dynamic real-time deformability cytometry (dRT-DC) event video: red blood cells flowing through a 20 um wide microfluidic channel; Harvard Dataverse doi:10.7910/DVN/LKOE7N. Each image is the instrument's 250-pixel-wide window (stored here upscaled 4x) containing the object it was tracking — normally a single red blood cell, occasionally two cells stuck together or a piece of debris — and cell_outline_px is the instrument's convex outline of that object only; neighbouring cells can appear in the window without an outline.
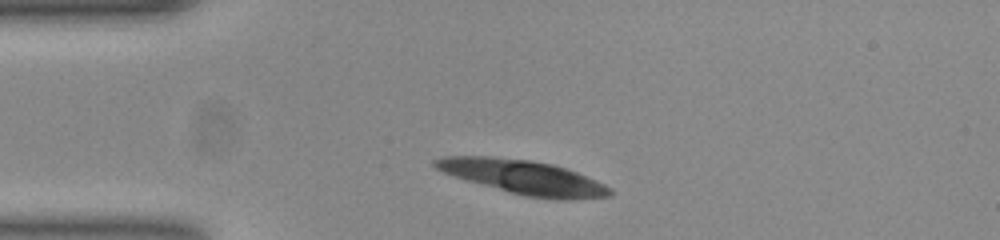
{"species": "common noctule bat (a hibernating species)", "species_latin": "Nyctalus noctula", "temperature_condition": "room temperature", "stored_images_in_passage": 42, "camera_frame_rate_fps": 3000, "um_per_image_px": 0.085, "animal": {"sex": "female", "body_mass_g": 23.0, "forearm_length_mm": 53.4}, "frame": {"image": 1, "passage_image": 1, "time_ms": 0.0, "image_size_px": [1000, 240], "cell_outline_px": [[612, 192], [608, 196], [528, 196], [512, 192], [468, 180], [444, 172], [436, 168], [432, 164], [432, 160], [444, 156], [492, 156], [532, 160], [552, 164], [576, 172], [596, 180], [604, 184]], "centroid_in_image_um": [44.34, 14.97], "position_along_channel_um": 40.7, "area_um2": 32.77}}
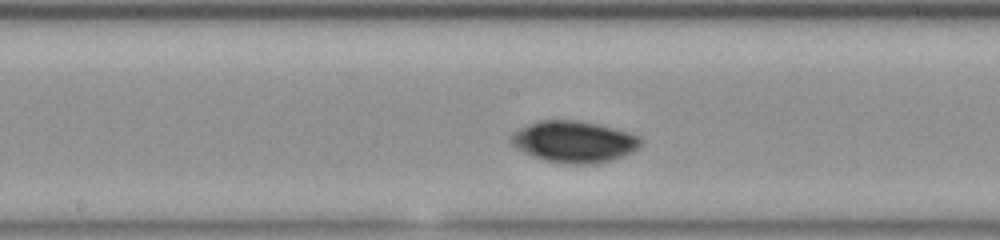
{"frame": {"image": 2, "passage_image": 16, "time_ms": 5.0, "image_size_px": [1000, 240], "cell_outline_px": [[640, 144], [632, 152], [608, 160], [592, 164], [568, 164], [544, 160], [532, 156], [516, 148], [512, 144], [512, 136], [520, 128], [528, 124], [540, 120], [572, 120], [600, 124], [628, 132], [636, 136], [640, 140]], "centroid_in_image_um": [48.76, 12.04], "position_along_channel_um": 199.4, "area_um2": 30.81}}
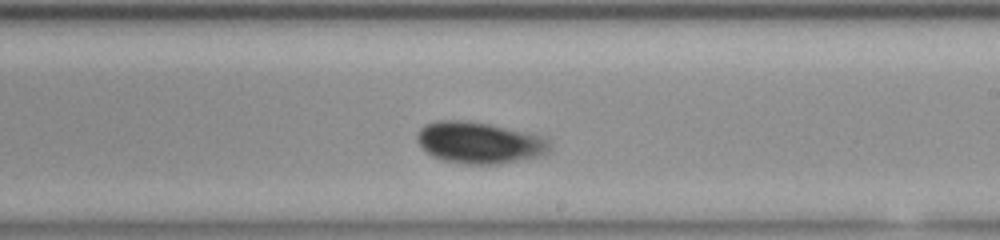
{"frame": {"image": 3, "passage_image": 20, "time_ms": 6.333, "image_size_px": [1000, 240], "cell_outline_px": [[548, 152], [536, 156], [500, 164], [464, 164], [444, 160], [432, 156], [416, 140], [416, 136], [420, 128], [424, 124], [436, 120], [460, 120], [488, 124], [544, 136], [548, 140]], "centroid_in_image_um": [40.69, 12.12], "position_along_channel_um": 248.3, "area_um2": 31.73}}